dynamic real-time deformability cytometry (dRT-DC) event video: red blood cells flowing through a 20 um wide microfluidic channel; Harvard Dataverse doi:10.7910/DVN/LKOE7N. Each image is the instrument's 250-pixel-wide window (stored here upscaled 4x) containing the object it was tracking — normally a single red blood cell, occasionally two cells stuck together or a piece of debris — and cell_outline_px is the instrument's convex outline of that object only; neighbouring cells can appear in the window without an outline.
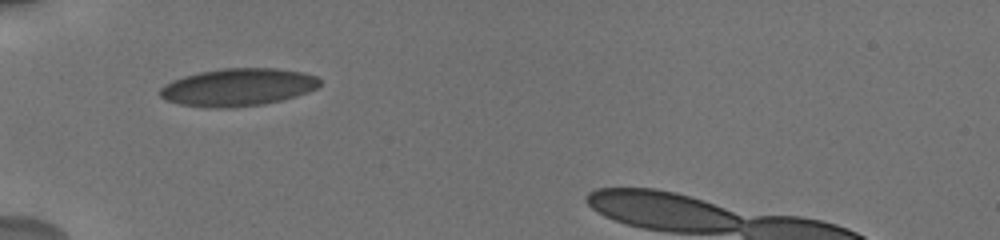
{"species": "human", "species_latin": "Homo sapiens", "temperature_condition": "cold", "stored_images_in_passage": 7, "camera_frame_rate_fps": 3000, "um_per_image_px": 0.085, "donor": {"sex": "male"}, "frame": {"image": 1, "passage_image": 1, "time_ms": 0.0, "image_size_px": [1000, 240], "cell_outline_px": [[320, 84], [316, 88], [308, 92], [296, 96], [264, 104], [232, 108], [208, 108], [180, 104], [168, 100], [160, 96], [160, 88], [164, 84], [172, 80], [184, 76], [200, 72], [224, 68], [276, 68], [304, 72], [316, 76], [320, 80]], "centroid_in_image_um": [20.23, 7.41], "position_along_channel_um": 64.8, "area_um2": 35.08}}
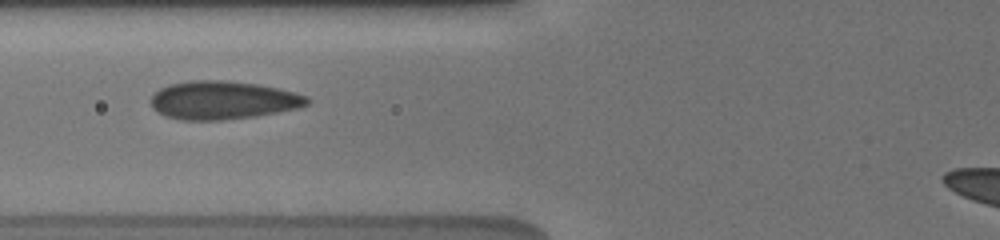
{"frame": {"image": 2, "passage_image": 6, "time_ms": 1.333, "image_size_px": [1000, 240], "cell_outline_px": [[312, 100], [308, 104], [300, 108], [256, 116], [220, 120], [180, 120], [168, 116], [152, 108], [148, 100], [160, 88], [168, 84], [188, 80], [228, 80], [260, 84], [308, 96]], "centroid_in_image_um": [18.95, 8.5], "position_along_channel_um": 106.9, "area_um2": 35.14}}